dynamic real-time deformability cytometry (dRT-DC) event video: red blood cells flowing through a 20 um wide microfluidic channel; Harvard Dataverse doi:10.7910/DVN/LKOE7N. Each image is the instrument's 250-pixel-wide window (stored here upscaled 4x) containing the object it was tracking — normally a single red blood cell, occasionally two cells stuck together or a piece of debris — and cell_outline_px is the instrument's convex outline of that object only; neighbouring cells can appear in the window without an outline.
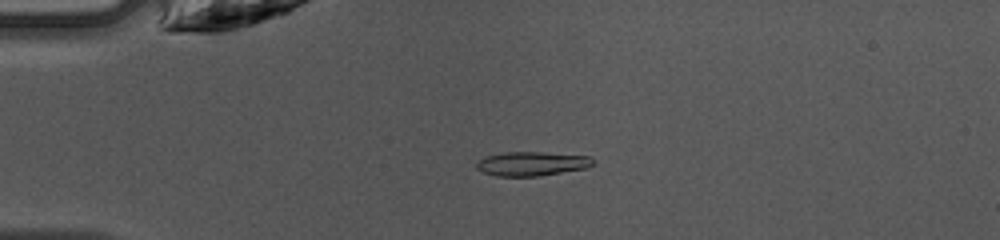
{"species": "common noctule bat (a hibernating species)", "species_latin": "Nyctalus noctula", "temperature_condition": "warm", "stored_images_in_passage": 48, "camera_frame_rate_fps": 3000, "um_per_image_px": 0.085, "animal": {"sex": "female", "body_mass_g": 10.0, "forearm_length_mm": 53.1}, "frame": {"image": 1, "passage_image": 12, "time_ms": 3.667, "image_size_px": [1000, 240], "cell_outline_px": [[596, 164], [588, 168], [540, 176], [496, 176], [484, 172], [476, 168], [476, 160], [484, 156], [504, 152], [540, 152], [592, 156], [596, 160]], "centroid_in_image_um": [45.25, 13.91], "position_along_channel_um": 39.7, "area_um2": 16.76}}
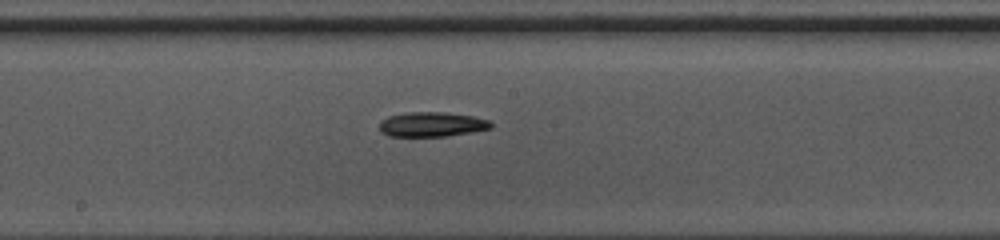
{"frame": {"image": 2, "passage_image": 26, "time_ms": 8.333, "image_size_px": [1000, 240], "cell_outline_px": [[492, 128], [472, 132], [448, 136], [388, 136], [380, 132], [380, 120], [388, 116], [404, 112], [444, 112], [472, 116], [492, 120]], "centroid_in_image_um": [36.7, 10.57], "position_along_channel_um": 211.5, "area_um2": 16.24}}
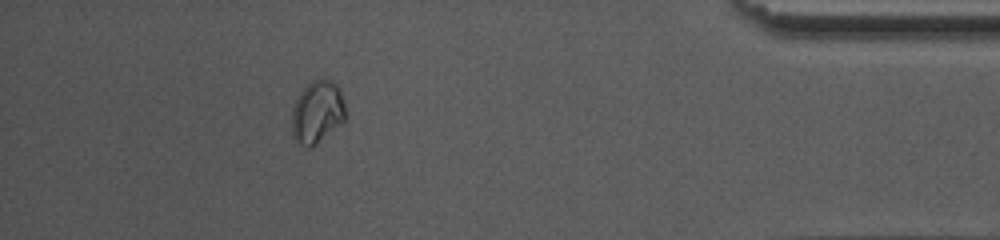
{"frame": {"image": 3, "passage_image": 43, "time_ms": 14.0, "image_size_px": [1000, 240], "cell_outline_px": [[344, 124], [316, 144], [308, 148], [300, 144], [292, 136], [292, 108], [300, 92], [312, 80], [320, 76], [336, 84], [340, 88], [344, 104]], "centroid_in_image_um": [26.97, 9.52], "position_along_channel_um": 408.2, "area_um2": 19.83}, "authors_computed_cell_mechanics": {"area_um2": 16.1551, "velocity_mm_per_s": 4.2366, "shape_relaxation_time_tau1_ms": 2.9409, "shape_relaxation_time_tau2_ms": null, "deformation_change_tau1": 0.0726, "deformation_change_tau2": null}}